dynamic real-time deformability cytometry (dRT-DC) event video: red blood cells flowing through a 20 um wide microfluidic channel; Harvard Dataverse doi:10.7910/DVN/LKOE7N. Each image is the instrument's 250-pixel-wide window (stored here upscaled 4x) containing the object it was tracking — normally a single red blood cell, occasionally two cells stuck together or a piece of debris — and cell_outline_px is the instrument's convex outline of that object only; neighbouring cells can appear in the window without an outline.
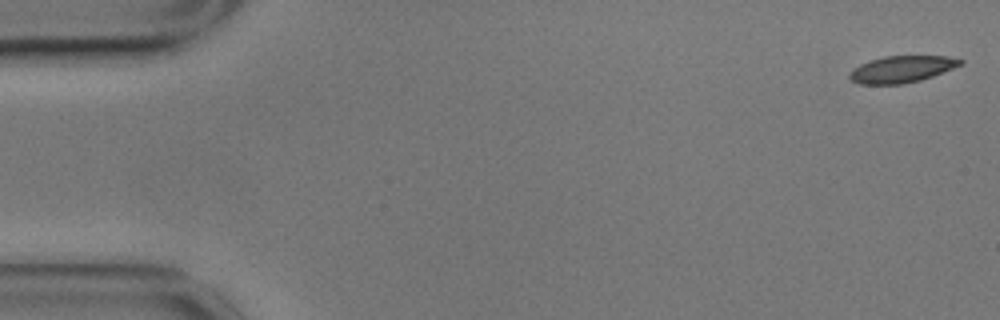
{"species": "common noctule bat (a hibernating species)", "species_latin": "Nyctalus noctula", "temperature_condition": "cold", "stored_images_in_passage": 56, "camera_frame_rate_fps": 3000, "um_per_image_px": 0.085, "animal": {"sex": "male", "body_mass_g": 17.9}, "frame": {"image": 1, "passage_image": 1, "time_ms": 0.0, "image_size_px": [1000, 320], "cell_outline_px": [[964, 64], [932, 76], [920, 80], [904, 84], [860, 84], [852, 80], [848, 76], [848, 72], [860, 64], [868, 60], [884, 56], [948, 56], [964, 60]], "centroid_in_image_um": [76.64, 5.87], "position_along_channel_um": 8.4, "area_um2": 17.34}}
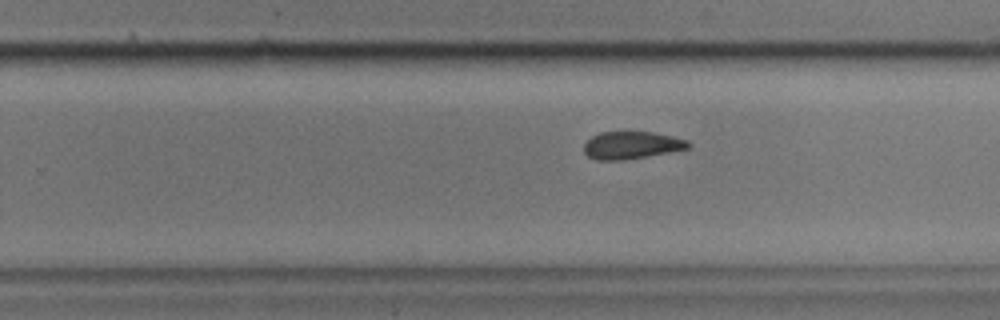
{"frame": {"image": 2, "passage_image": 35, "time_ms": 11.333, "image_size_px": [1000, 320], "cell_outline_px": [[692, 144], [688, 148], [668, 152], [624, 160], [596, 160], [588, 156], [584, 152], [584, 144], [592, 136], [600, 132], [652, 132], [672, 136], [688, 140]], "centroid_in_image_um": [53.67, 12.34], "position_along_channel_um": 276.1, "area_um2": 16.59}}
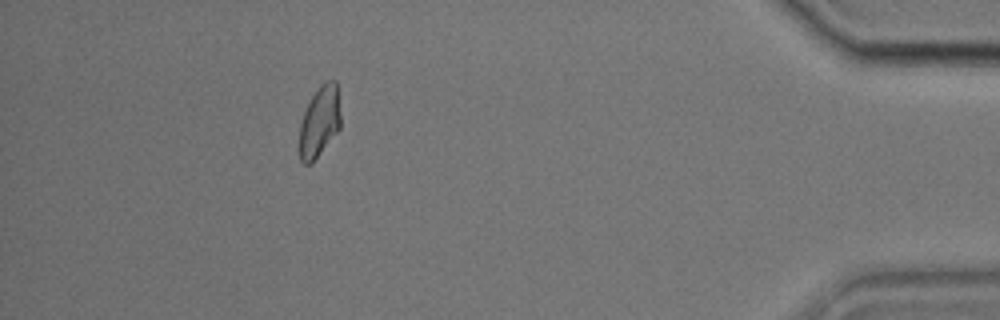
{"frame": {"image": 3, "passage_image": 51, "time_ms": 16.667, "image_size_px": [1000, 320], "cell_outline_px": [[340, 128], [312, 164], [304, 164], [300, 160], [296, 148], [300, 124], [304, 112], [312, 96], [320, 84], [324, 80], [336, 80], [340, 116]], "centroid_in_image_um": [27.11, 10.39], "position_along_channel_um": 408.1, "area_um2": 17.46}, "authors_computed_cell_mechanics": {"area_um2": 18.1203, "velocity_mm_per_s": 3.4967, "shape_relaxation_time_tau1_ms": 3.4534, "shape_relaxation_time_tau2_ms": 3.4825, "deformation_change_tau1": 0.1119, "deformation_change_tau2": 0.0828}}